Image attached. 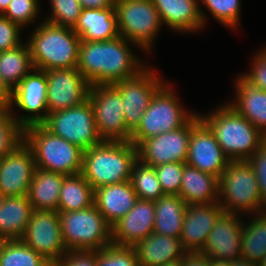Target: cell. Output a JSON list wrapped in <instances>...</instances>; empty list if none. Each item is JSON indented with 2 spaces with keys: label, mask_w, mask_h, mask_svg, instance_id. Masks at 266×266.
<instances>
[{
  "label": "cell",
  "mask_w": 266,
  "mask_h": 266,
  "mask_svg": "<svg viewBox=\"0 0 266 266\" xmlns=\"http://www.w3.org/2000/svg\"><path fill=\"white\" fill-rule=\"evenodd\" d=\"M200 120L195 113L182 127L144 140L138 147V159L156 167L160 164L186 163L192 127Z\"/></svg>",
  "instance_id": "cell-13"
},
{
  "label": "cell",
  "mask_w": 266,
  "mask_h": 266,
  "mask_svg": "<svg viewBox=\"0 0 266 266\" xmlns=\"http://www.w3.org/2000/svg\"><path fill=\"white\" fill-rule=\"evenodd\" d=\"M46 71L32 69L22 81L11 91L10 110L16 121L26 128L42 124L49 112L47 108ZM14 106V107H13ZM17 107L25 115L13 114ZM27 113V114H26Z\"/></svg>",
  "instance_id": "cell-14"
},
{
  "label": "cell",
  "mask_w": 266,
  "mask_h": 266,
  "mask_svg": "<svg viewBox=\"0 0 266 266\" xmlns=\"http://www.w3.org/2000/svg\"><path fill=\"white\" fill-rule=\"evenodd\" d=\"M162 266H183V259H180V260H177L171 263H167Z\"/></svg>",
  "instance_id": "cell-52"
},
{
  "label": "cell",
  "mask_w": 266,
  "mask_h": 266,
  "mask_svg": "<svg viewBox=\"0 0 266 266\" xmlns=\"http://www.w3.org/2000/svg\"><path fill=\"white\" fill-rule=\"evenodd\" d=\"M11 0H0V15H2L10 4Z\"/></svg>",
  "instance_id": "cell-51"
},
{
  "label": "cell",
  "mask_w": 266,
  "mask_h": 266,
  "mask_svg": "<svg viewBox=\"0 0 266 266\" xmlns=\"http://www.w3.org/2000/svg\"><path fill=\"white\" fill-rule=\"evenodd\" d=\"M25 42L14 49L0 52V77L10 91L33 69L30 49Z\"/></svg>",
  "instance_id": "cell-32"
},
{
  "label": "cell",
  "mask_w": 266,
  "mask_h": 266,
  "mask_svg": "<svg viewBox=\"0 0 266 266\" xmlns=\"http://www.w3.org/2000/svg\"><path fill=\"white\" fill-rule=\"evenodd\" d=\"M11 91L3 83L0 77V107H10Z\"/></svg>",
  "instance_id": "cell-48"
},
{
  "label": "cell",
  "mask_w": 266,
  "mask_h": 266,
  "mask_svg": "<svg viewBox=\"0 0 266 266\" xmlns=\"http://www.w3.org/2000/svg\"><path fill=\"white\" fill-rule=\"evenodd\" d=\"M47 266H58L56 263H49Z\"/></svg>",
  "instance_id": "cell-56"
},
{
  "label": "cell",
  "mask_w": 266,
  "mask_h": 266,
  "mask_svg": "<svg viewBox=\"0 0 266 266\" xmlns=\"http://www.w3.org/2000/svg\"><path fill=\"white\" fill-rule=\"evenodd\" d=\"M161 22L174 32L190 33L206 27L205 12L198 0H152Z\"/></svg>",
  "instance_id": "cell-22"
},
{
  "label": "cell",
  "mask_w": 266,
  "mask_h": 266,
  "mask_svg": "<svg viewBox=\"0 0 266 266\" xmlns=\"http://www.w3.org/2000/svg\"><path fill=\"white\" fill-rule=\"evenodd\" d=\"M155 201L138 199L133 208L111 226L113 244L134 247L154 233Z\"/></svg>",
  "instance_id": "cell-20"
},
{
  "label": "cell",
  "mask_w": 266,
  "mask_h": 266,
  "mask_svg": "<svg viewBox=\"0 0 266 266\" xmlns=\"http://www.w3.org/2000/svg\"><path fill=\"white\" fill-rule=\"evenodd\" d=\"M40 3L39 0H11L2 16L24 28L37 20Z\"/></svg>",
  "instance_id": "cell-40"
},
{
  "label": "cell",
  "mask_w": 266,
  "mask_h": 266,
  "mask_svg": "<svg viewBox=\"0 0 266 266\" xmlns=\"http://www.w3.org/2000/svg\"><path fill=\"white\" fill-rule=\"evenodd\" d=\"M230 161L213 132L200 119L191 129L186 164L219 179Z\"/></svg>",
  "instance_id": "cell-17"
},
{
  "label": "cell",
  "mask_w": 266,
  "mask_h": 266,
  "mask_svg": "<svg viewBox=\"0 0 266 266\" xmlns=\"http://www.w3.org/2000/svg\"><path fill=\"white\" fill-rule=\"evenodd\" d=\"M59 194L58 212L83 210L94 204V190L82 174L65 176Z\"/></svg>",
  "instance_id": "cell-31"
},
{
  "label": "cell",
  "mask_w": 266,
  "mask_h": 266,
  "mask_svg": "<svg viewBox=\"0 0 266 266\" xmlns=\"http://www.w3.org/2000/svg\"><path fill=\"white\" fill-rule=\"evenodd\" d=\"M22 29L17 23L0 15V52L14 49L23 44L20 38Z\"/></svg>",
  "instance_id": "cell-43"
},
{
  "label": "cell",
  "mask_w": 266,
  "mask_h": 266,
  "mask_svg": "<svg viewBox=\"0 0 266 266\" xmlns=\"http://www.w3.org/2000/svg\"><path fill=\"white\" fill-rule=\"evenodd\" d=\"M5 196L2 194V192L0 191V209L2 207V203H3V200H4Z\"/></svg>",
  "instance_id": "cell-54"
},
{
  "label": "cell",
  "mask_w": 266,
  "mask_h": 266,
  "mask_svg": "<svg viewBox=\"0 0 266 266\" xmlns=\"http://www.w3.org/2000/svg\"><path fill=\"white\" fill-rule=\"evenodd\" d=\"M250 72L239 74L253 87L266 91V47L253 56Z\"/></svg>",
  "instance_id": "cell-42"
},
{
  "label": "cell",
  "mask_w": 266,
  "mask_h": 266,
  "mask_svg": "<svg viewBox=\"0 0 266 266\" xmlns=\"http://www.w3.org/2000/svg\"><path fill=\"white\" fill-rule=\"evenodd\" d=\"M235 98L228 104L266 136V91L235 78Z\"/></svg>",
  "instance_id": "cell-25"
},
{
  "label": "cell",
  "mask_w": 266,
  "mask_h": 266,
  "mask_svg": "<svg viewBox=\"0 0 266 266\" xmlns=\"http://www.w3.org/2000/svg\"><path fill=\"white\" fill-rule=\"evenodd\" d=\"M185 164L170 162L154 167L164 194L179 195Z\"/></svg>",
  "instance_id": "cell-41"
},
{
  "label": "cell",
  "mask_w": 266,
  "mask_h": 266,
  "mask_svg": "<svg viewBox=\"0 0 266 266\" xmlns=\"http://www.w3.org/2000/svg\"><path fill=\"white\" fill-rule=\"evenodd\" d=\"M35 161L31 149L21 144L0 160V191L5 197L26 196L32 182Z\"/></svg>",
  "instance_id": "cell-19"
},
{
  "label": "cell",
  "mask_w": 266,
  "mask_h": 266,
  "mask_svg": "<svg viewBox=\"0 0 266 266\" xmlns=\"http://www.w3.org/2000/svg\"><path fill=\"white\" fill-rule=\"evenodd\" d=\"M218 202L224 212L239 215L266 211L255 170L248 160L230 161L222 172L218 184Z\"/></svg>",
  "instance_id": "cell-6"
},
{
  "label": "cell",
  "mask_w": 266,
  "mask_h": 266,
  "mask_svg": "<svg viewBox=\"0 0 266 266\" xmlns=\"http://www.w3.org/2000/svg\"><path fill=\"white\" fill-rule=\"evenodd\" d=\"M199 116L231 161L248 160L266 141V136L227 102Z\"/></svg>",
  "instance_id": "cell-2"
},
{
  "label": "cell",
  "mask_w": 266,
  "mask_h": 266,
  "mask_svg": "<svg viewBox=\"0 0 266 266\" xmlns=\"http://www.w3.org/2000/svg\"><path fill=\"white\" fill-rule=\"evenodd\" d=\"M215 20L226 28L236 29L241 19L240 0H199Z\"/></svg>",
  "instance_id": "cell-37"
},
{
  "label": "cell",
  "mask_w": 266,
  "mask_h": 266,
  "mask_svg": "<svg viewBox=\"0 0 266 266\" xmlns=\"http://www.w3.org/2000/svg\"><path fill=\"white\" fill-rule=\"evenodd\" d=\"M42 125L52 134L87 150L100 144L94 118V111L89 99L82 104L49 113Z\"/></svg>",
  "instance_id": "cell-10"
},
{
  "label": "cell",
  "mask_w": 266,
  "mask_h": 266,
  "mask_svg": "<svg viewBox=\"0 0 266 266\" xmlns=\"http://www.w3.org/2000/svg\"><path fill=\"white\" fill-rule=\"evenodd\" d=\"M73 30L86 41L110 40L119 35L115 5L112 8L82 9Z\"/></svg>",
  "instance_id": "cell-27"
},
{
  "label": "cell",
  "mask_w": 266,
  "mask_h": 266,
  "mask_svg": "<svg viewBox=\"0 0 266 266\" xmlns=\"http://www.w3.org/2000/svg\"><path fill=\"white\" fill-rule=\"evenodd\" d=\"M51 15L44 21L64 27L74 28L82 11L78 0H49Z\"/></svg>",
  "instance_id": "cell-39"
},
{
  "label": "cell",
  "mask_w": 266,
  "mask_h": 266,
  "mask_svg": "<svg viewBox=\"0 0 266 266\" xmlns=\"http://www.w3.org/2000/svg\"><path fill=\"white\" fill-rule=\"evenodd\" d=\"M88 99L99 136L109 141H130L131 132L126 128L119 91L113 85L90 86Z\"/></svg>",
  "instance_id": "cell-11"
},
{
  "label": "cell",
  "mask_w": 266,
  "mask_h": 266,
  "mask_svg": "<svg viewBox=\"0 0 266 266\" xmlns=\"http://www.w3.org/2000/svg\"><path fill=\"white\" fill-rule=\"evenodd\" d=\"M56 264L58 266H97V251H68Z\"/></svg>",
  "instance_id": "cell-45"
},
{
  "label": "cell",
  "mask_w": 266,
  "mask_h": 266,
  "mask_svg": "<svg viewBox=\"0 0 266 266\" xmlns=\"http://www.w3.org/2000/svg\"><path fill=\"white\" fill-rule=\"evenodd\" d=\"M24 143V128L12 115L10 107H0V160Z\"/></svg>",
  "instance_id": "cell-36"
},
{
  "label": "cell",
  "mask_w": 266,
  "mask_h": 266,
  "mask_svg": "<svg viewBox=\"0 0 266 266\" xmlns=\"http://www.w3.org/2000/svg\"><path fill=\"white\" fill-rule=\"evenodd\" d=\"M218 184L217 177L185 164L179 196L186 205L212 204L218 202Z\"/></svg>",
  "instance_id": "cell-26"
},
{
  "label": "cell",
  "mask_w": 266,
  "mask_h": 266,
  "mask_svg": "<svg viewBox=\"0 0 266 266\" xmlns=\"http://www.w3.org/2000/svg\"><path fill=\"white\" fill-rule=\"evenodd\" d=\"M65 175L35 168L27 193L33 210L58 211L60 189Z\"/></svg>",
  "instance_id": "cell-28"
},
{
  "label": "cell",
  "mask_w": 266,
  "mask_h": 266,
  "mask_svg": "<svg viewBox=\"0 0 266 266\" xmlns=\"http://www.w3.org/2000/svg\"><path fill=\"white\" fill-rule=\"evenodd\" d=\"M258 266H266V255L264 258L258 263Z\"/></svg>",
  "instance_id": "cell-53"
},
{
  "label": "cell",
  "mask_w": 266,
  "mask_h": 266,
  "mask_svg": "<svg viewBox=\"0 0 266 266\" xmlns=\"http://www.w3.org/2000/svg\"><path fill=\"white\" fill-rule=\"evenodd\" d=\"M82 9H109L115 4L112 0H78Z\"/></svg>",
  "instance_id": "cell-47"
},
{
  "label": "cell",
  "mask_w": 266,
  "mask_h": 266,
  "mask_svg": "<svg viewBox=\"0 0 266 266\" xmlns=\"http://www.w3.org/2000/svg\"><path fill=\"white\" fill-rule=\"evenodd\" d=\"M139 266H162L180 259L186 253L179 238L151 233L134 246Z\"/></svg>",
  "instance_id": "cell-24"
},
{
  "label": "cell",
  "mask_w": 266,
  "mask_h": 266,
  "mask_svg": "<svg viewBox=\"0 0 266 266\" xmlns=\"http://www.w3.org/2000/svg\"><path fill=\"white\" fill-rule=\"evenodd\" d=\"M137 200L130 180L101 186L94 190V204L110 226L124 217Z\"/></svg>",
  "instance_id": "cell-23"
},
{
  "label": "cell",
  "mask_w": 266,
  "mask_h": 266,
  "mask_svg": "<svg viewBox=\"0 0 266 266\" xmlns=\"http://www.w3.org/2000/svg\"><path fill=\"white\" fill-rule=\"evenodd\" d=\"M183 266H210V258L201 252H186L183 256Z\"/></svg>",
  "instance_id": "cell-46"
},
{
  "label": "cell",
  "mask_w": 266,
  "mask_h": 266,
  "mask_svg": "<svg viewBox=\"0 0 266 266\" xmlns=\"http://www.w3.org/2000/svg\"><path fill=\"white\" fill-rule=\"evenodd\" d=\"M186 208L179 195L161 196L155 201L154 233L180 238Z\"/></svg>",
  "instance_id": "cell-30"
},
{
  "label": "cell",
  "mask_w": 266,
  "mask_h": 266,
  "mask_svg": "<svg viewBox=\"0 0 266 266\" xmlns=\"http://www.w3.org/2000/svg\"><path fill=\"white\" fill-rule=\"evenodd\" d=\"M230 266H258L256 263L250 262L247 259L240 258L230 262Z\"/></svg>",
  "instance_id": "cell-49"
},
{
  "label": "cell",
  "mask_w": 266,
  "mask_h": 266,
  "mask_svg": "<svg viewBox=\"0 0 266 266\" xmlns=\"http://www.w3.org/2000/svg\"><path fill=\"white\" fill-rule=\"evenodd\" d=\"M114 4H117L118 2L122 1H139V0H112Z\"/></svg>",
  "instance_id": "cell-55"
},
{
  "label": "cell",
  "mask_w": 266,
  "mask_h": 266,
  "mask_svg": "<svg viewBox=\"0 0 266 266\" xmlns=\"http://www.w3.org/2000/svg\"><path fill=\"white\" fill-rule=\"evenodd\" d=\"M24 143L33 153L36 168L65 176L82 173L84 150L52 134L42 124L24 128Z\"/></svg>",
  "instance_id": "cell-5"
},
{
  "label": "cell",
  "mask_w": 266,
  "mask_h": 266,
  "mask_svg": "<svg viewBox=\"0 0 266 266\" xmlns=\"http://www.w3.org/2000/svg\"><path fill=\"white\" fill-rule=\"evenodd\" d=\"M115 12L119 35L138 45L141 51L152 53L154 40L163 26L152 0L118 2Z\"/></svg>",
  "instance_id": "cell-9"
},
{
  "label": "cell",
  "mask_w": 266,
  "mask_h": 266,
  "mask_svg": "<svg viewBox=\"0 0 266 266\" xmlns=\"http://www.w3.org/2000/svg\"><path fill=\"white\" fill-rule=\"evenodd\" d=\"M62 240L68 251H98L111 244V226L95 204L89 208L58 212Z\"/></svg>",
  "instance_id": "cell-8"
},
{
  "label": "cell",
  "mask_w": 266,
  "mask_h": 266,
  "mask_svg": "<svg viewBox=\"0 0 266 266\" xmlns=\"http://www.w3.org/2000/svg\"><path fill=\"white\" fill-rule=\"evenodd\" d=\"M237 213L223 212L200 251L209 258L228 262L241 258V229L243 219ZM241 219V220H240Z\"/></svg>",
  "instance_id": "cell-18"
},
{
  "label": "cell",
  "mask_w": 266,
  "mask_h": 266,
  "mask_svg": "<svg viewBox=\"0 0 266 266\" xmlns=\"http://www.w3.org/2000/svg\"><path fill=\"white\" fill-rule=\"evenodd\" d=\"M210 266H230V262L220 259L210 258Z\"/></svg>",
  "instance_id": "cell-50"
},
{
  "label": "cell",
  "mask_w": 266,
  "mask_h": 266,
  "mask_svg": "<svg viewBox=\"0 0 266 266\" xmlns=\"http://www.w3.org/2000/svg\"><path fill=\"white\" fill-rule=\"evenodd\" d=\"M33 208L26 196L5 197L0 209V241L20 240Z\"/></svg>",
  "instance_id": "cell-29"
},
{
  "label": "cell",
  "mask_w": 266,
  "mask_h": 266,
  "mask_svg": "<svg viewBox=\"0 0 266 266\" xmlns=\"http://www.w3.org/2000/svg\"><path fill=\"white\" fill-rule=\"evenodd\" d=\"M138 159V149L131 141L103 140L83 153L82 175L93 190L130 180Z\"/></svg>",
  "instance_id": "cell-3"
},
{
  "label": "cell",
  "mask_w": 266,
  "mask_h": 266,
  "mask_svg": "<svg viewBox=\"0 0 266 266\" xmlns=\"http://www.w3.org/2000/svg\"><path fill=\"white\" fill-rule=\"evenodd\" d=\"M21 240L49 263H56L67 252L58 211L33 210Z\"/></svg>",
  "instance_id": "cell-15"
},
{
  "label": "cell",
  "mask_w": 266,
  "mask_h": 266,
  "mask_svg": "<svg viewBox=\"0 0 266 266\" xmlns=\"http://www.w3.org/2000/svg\"><path fill=\"white\" fill-rule=\"evenodd\" d=\"M97 266H139L136 250L111 243L97 251Z\"/></svg>",
  "instance_id": "cell-38"
},
{
  "label": "cell",
  "mask_w": 266,
  "mask_h": 266,
  "mask_svg": "<svg viewBox=\"0 0 266 266\" xmlns=\"http://www.w3.org/2000/svg\"><path fill=\"white\" fill-rule=\"evenodd\" d=\"M248 162L255 170L261 197L263 199L264 205L266 206V141L248 159Z\"/></svg>",
  "instance_id": "cell-44"
},
{
  "label": "cell",
  "mask_w": 266,
  "mask_h": 266,
  "mask_svg": "<svg viewBox=\"0 0 266 266\" xmlns=\"http://www.w3.org/2000/svg\"><path fill=\"white\" fill-rule=\"evenodd\" d=\"M251 220L242 224L241 258L258 263L266 255V211L250 214ZM249 223V224H248Z\"/></svg>",
  "instance_id": "cell-33"
},
{
  "label": "cell",
  "mask_w": 266,
  "mask_h": 266,
  "mask_svg": "<svg viewBox=\"0 0 266 266\" xmlns=\"http://www.w3.org/2000/svg\"><path fill=\"white\" fill-rule=\"evenodd\" d=\"M46 78L49 113L78 106L88 99L90 84L77 68L48 70Z\"/></svg>",
  "instance_id": "cell-16"
},
{
  "label": "cell",
  "mask_w": 266,
  "mask_h": 266,
  "mask_svg": "<svg viewBox=\"0 0 266 266\" xmlns=\"http://www.w3.org/2000/svg\"><path fill=\"white\" fill-rule=\"evenodd\" d=\"M80 41L73 28L41 21L27 42L33 68L42 71L77 68Z\"/></svg>",
  "instance_id": "cell-4"
},
{
  "label": "cell",
  "mask_w": 266,
  "mask_h": 266,
  "mask_svg": "<svg viewBox=\"0 0 266 266\" xmlns=\"http://www.w3.org/2000/svg\"><path fill=\"white\" fill-rule=\"evenodd\" d=\"M167 82L155 93L130 141L138 147L144 140L182 127L196 112L187 111ZM181 103V104H180Z\"/></svg>",
  "instance_id": "cell-7"
},
{
  "label": "cell",
  "mask_w": 266,
  "mask_h": 266,
  "mask_svg": "<svg viewBox=\"0 0 266 266\" xmlns=\"http://www.w3.org/2000/svg\"><path fill=\"white\" fill-rule=\"evenodd\" d=\"M147 66L136 76L112 84L123 102L126 128L132 133L139 125L155 93L166 83Z\"/></svg>",
  "instance_id": "cell-12"
},
{
  "label": "cell",
  "mask_w": 266,
  "mask_h": 266,
  "mask_svg": "<svg viewBox=\"0 0 266 266\" xmlns=\"http://www.w3.org/2000/svg\"><path fill=\"white\" fill-rule=\"evenodd\" d=\"M224 212L219 202L187 205L180 242L186 252H200L219 216Z\"/></svg>",
  "instance_id": "cell-21"
},
{
  "label": "cell",
  "mask_w": 266,
  "mask_h": 266,
  "mask_svg": "<svg viewBox=\"0 0 266 266\" xmlns=\"http://www.w3.org/2000/svg\"><path fill=\"white\" fill-rule=\"evenodd\" d=\"M130 182L138 199L156 201L165 195L153 166L137 159L131 169Z\"/></svg>",
  "instance_id": "cell-35"
},
{
  "label": "cell",
  "mask_w": 266,
  "mask_h": 266,
  "mask_svg": "<svg viewBox=\"0 0 266 266\" xmlns=\"http://www.w3.org/2000/svg\"><path fill=\"white\" fill-rule=\"evenodd\" d=\"M49 262L20 240L0 241V266H47Z\"/></svg>",
  "instance_id": "cell-34"
},
{
  "label": "cell",
  "mask_w": 266,
  "mask_h": 266,
  "mask_svg": "<svg viewBox=\"0 0 266 266\" xmlns=\"http://www.w3.org/2000/svg\"><path fill=\"white\" fill-rule=\"evenodd\" d=\"M131 44L140 48L120 35L104 41L81 40L77 69L90 86L112 85L132 78L146 68L148 62L143 63L142 58L134 54Z\"/></svg>",
  "instance_id": "cell-1"
}]
</instances>
